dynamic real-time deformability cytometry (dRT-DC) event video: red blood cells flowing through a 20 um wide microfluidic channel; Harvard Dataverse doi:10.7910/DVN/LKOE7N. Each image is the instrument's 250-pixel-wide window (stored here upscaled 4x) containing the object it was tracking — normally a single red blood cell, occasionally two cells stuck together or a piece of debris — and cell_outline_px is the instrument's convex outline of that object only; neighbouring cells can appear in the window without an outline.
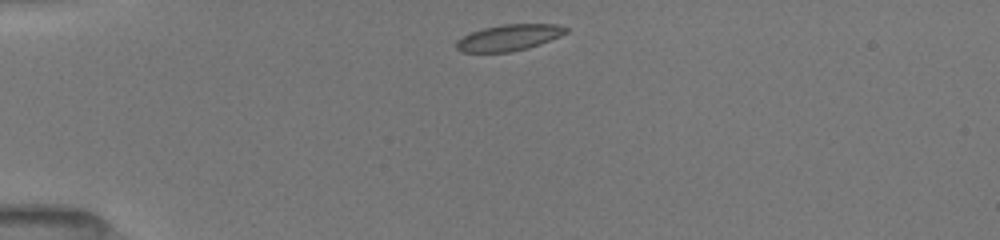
{"species": "common noctule bat (a hibernating species)", "species_latin": "Nyctalus noctula", "temperature_condition": "room temperature", "stored_images_in_passage": 40, "camera_frame_rate_fps": 3000, "um_per_image_px": 0.085, "animal": {"sex": "female", "body_mass_g": 19.5, "forearm_length_mm": 54.1}, "frame": {"image": 1, "passage_image": 1, "time_ms": 0.0, "image_size_px": [1000, 240], "cell_outline_px": [[568, 32], [560, 36], [540, 44], [528, 48], [508, 52], [460, 52], [456, 48], [456, 40], [472, 32], [484, 28], [500, 24], [556, 24], [568, 28]], "centroid_in_image_um": [43.26, 3.19], "position_along_channel_um": 41.7, "area_um2": 16.7}}
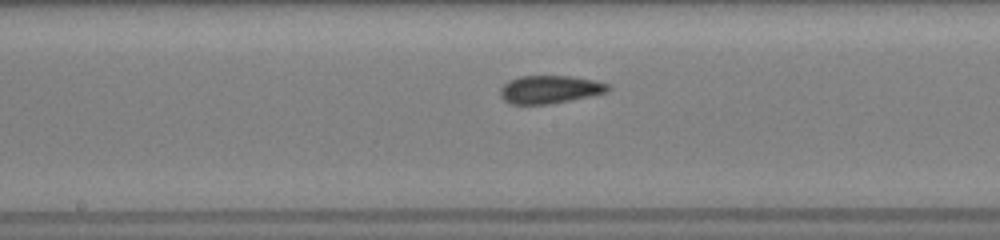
{"frame": {"image": 2, "passage_image": 16, "time_ms": 5.0, "image_size_px": [1000, 240], "cell_outline_px": [[612, 88], [608, 92], [548, 104], [512, 104], [504, 100], [500, 96], [500, 88], [508, 80], [520, 76], [568, 76], [592, 80], [608, 84]], "centroid_in_image_um": [46.7, 7.6], "position_along_channel_um": 201.5, "area_um2": 17.4}}
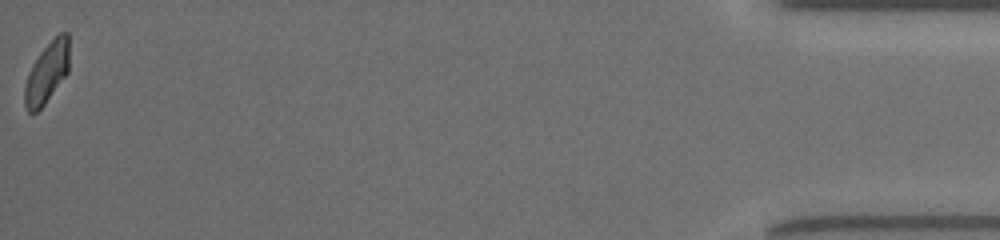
{"frame": {"image": 3, "passage_image": 40, "time_ms": 13.0, "image_size_px": [1000, 240], "cell_outline_px": [[68, 72], [44, 104], [36, 112], [28, 112], [24, 104], [24, 84], [28, 72], [32, 64], [40, 52], [60, 32], [68, 32]], "centroid_in_image_um": [3.96, 6.18], "position_along_channel_um": 431.2, "area_um2": 15.61}, "authors_computed_cell_mechanics": {"area_um2": 17.0221, "velocity_mm_per_s": 3.9645, "shape_relaxation_time_tau1_ms": 6.4876, "shape_relaxation_time_tau2_ms": 1.5005, "deformation_change_tau1": 0.1622, "deformation_change_tau2": 0.0734}}